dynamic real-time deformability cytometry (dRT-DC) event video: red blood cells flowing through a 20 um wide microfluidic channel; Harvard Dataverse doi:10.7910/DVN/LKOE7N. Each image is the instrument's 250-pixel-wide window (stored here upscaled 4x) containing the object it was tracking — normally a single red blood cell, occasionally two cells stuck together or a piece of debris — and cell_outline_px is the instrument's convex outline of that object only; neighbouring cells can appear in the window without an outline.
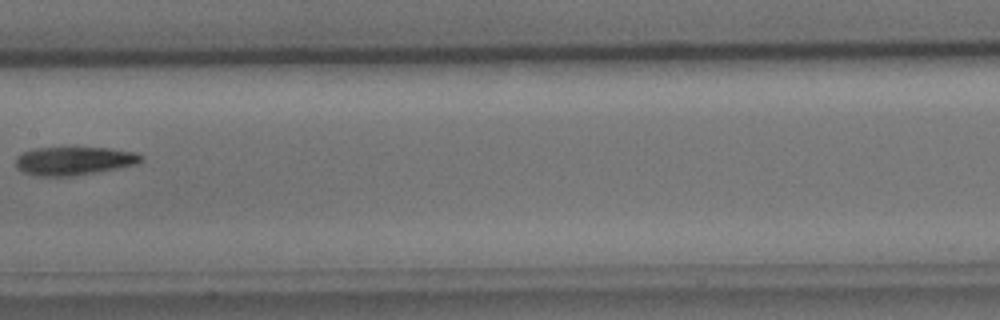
{"species": "common noctule bat (a hibernating species)", "species_latin": "Nyctalus noctula", "temperature_condition": "cold", "stored_images_in_passage": 10, "camera_frame_rate_fps": 3000, "um_per_image_px": 0.085, "animal": {"sex": "male", "body_mass_g": 15.6}, "frame": {"image": 1, "passage_image": 9, "time_ms": 9.333, "image_size_px": [1000, 320], "cell_outline_px": [[144, 160], [136, 164], [96, 172], [72, 176], [36, 176], [24, 172], [16, 164], [16, 156], [32, 148], [108, 148], [136, 152], [144, 156]], "centroid_in_image_um": [6.31, 13.67], "position_along_channel_um": 201.1, "area_um2": 20.58}}
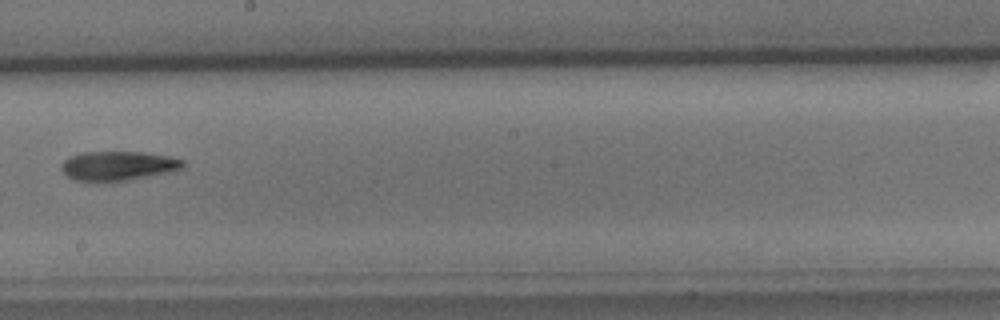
{"frame": {"image": 2, "passage_image": 10, "time_ms": 10.333, "image_size_px": [1000, 320], "cell_outline_px": [[184, 168], [168, 172], [128, 180], [76, 180], [68, 176], [60, 168], [60, 164], [68, 156], [84, 152], [144, 152], [168, 156], [184, 160]], "centroid_in_image_um": [10.04, 14.07], "position_along_channel_um": 238.2, "area_um2": 20.46}}